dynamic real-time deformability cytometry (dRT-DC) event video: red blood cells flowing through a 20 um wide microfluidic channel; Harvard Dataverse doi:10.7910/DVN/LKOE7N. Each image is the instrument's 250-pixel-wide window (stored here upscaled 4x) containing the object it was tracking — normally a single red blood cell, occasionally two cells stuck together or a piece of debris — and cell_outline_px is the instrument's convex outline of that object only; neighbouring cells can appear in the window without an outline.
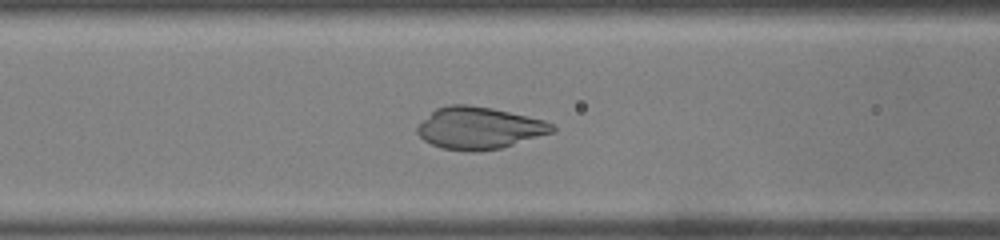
{"species": "common noctule bat (a hibernating species)", "species_latin": "Nyctalus noctula", "temperature_condition": "warm", "stored_images_in_passage": 52, "camera_frame_rate_fps": 3000, "um_per_image_px": 0.085, "animal": {"sex": "male", "body_mass_g": 19.0, "forearm_length_mm": 50.8}, "frame": {"image": 1, "passage_image": 21, "time_ms": 6.667, "image_size_px": [1000, 240], "cell_outline_px": [[556, 132], [500, 148], [476, 152], [472, 152], [440, 148], [424, 140], [416, 132], [416, 128], [436, 108], [448, 104], [468, 104], [492, 108], [544, 120], [556, 124]], "centroid_in_image_um": [40.77, 10.89], "position_along_channel_um": 125.8, "area_um2": 33.18}}
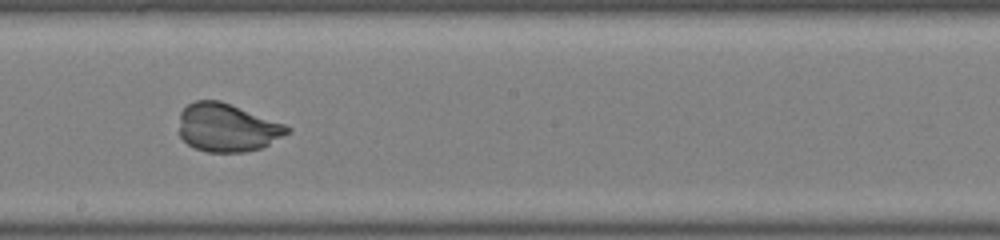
{"frame": {"image": 2, "passage_image": 29, "time_ms": 9.333, "image_size_px": [1000, 240], "cell_outline_px": [[292, 132], [260, 148], [244, 152], [208, 152], [196, 148], [188, 144], [180, 136], [180, 112], [188, 104], [196, 100], [220, 100], [284, 124], [292, 128]], "centroid_in_image_um": [19.32, 10.84], "position_along_channel_um": 228.9, "area_um2": 30.23}}
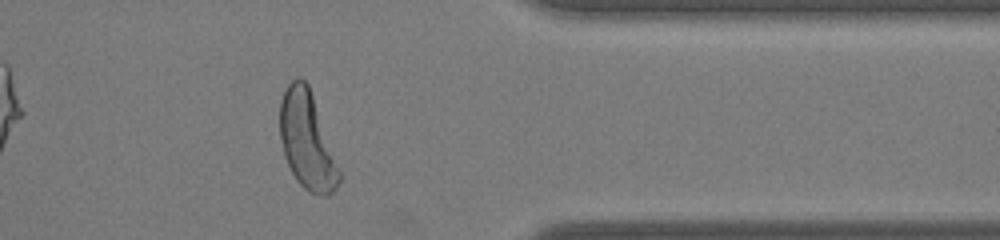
{"frame": {"image": 3, "passage_image": 42, "time_ms": 13.667, "image_size_px": [1000, 240], "cell_outline_px": [[344, 176], [336, 188], [328, 196], [324, 196], [308, 192], [296, 180], [284, 156], [280, 136], [280, 100], [288, 84], [292, 80], [300, 76], [308, 84]], "centroid_in_image_um": [26.13, 11.99], "position_along_channel_um": 385.3, "area_um2": 33.99}}